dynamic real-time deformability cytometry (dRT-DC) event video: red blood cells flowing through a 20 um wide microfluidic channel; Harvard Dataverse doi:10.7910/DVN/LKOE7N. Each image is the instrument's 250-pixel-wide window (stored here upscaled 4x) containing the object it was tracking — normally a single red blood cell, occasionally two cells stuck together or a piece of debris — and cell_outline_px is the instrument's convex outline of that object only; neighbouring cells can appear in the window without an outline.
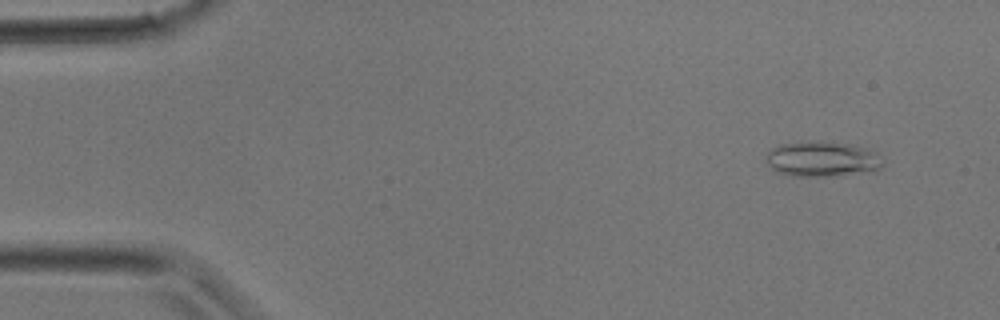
{"species": "common noctule bat (a hibernating species)", "species_latin": "Nyctalus noctula", "temperature_condition": "room temperature", "stored_images_in_passage": 3, "camera_frame_rate_fps": 3000, "um_per_image_px": 0.085, "animal": {"sex": "male", "body_mass_g": 17.9}, "frame": {"image": 1, "passage_image": 1, "time_ms": 0.0, "image_size_px": [1000, 320], "cell_outline_px": [[880, 168], [876, 172], [832, 176], [792, 176], [776, 172], [764, 160], [764, 156], [772, 148], [780, 144], [808, 140], [848, 144], [864, 148], [876, 152], [880, 164]], "centroid_in_image_um": [69.82, 13.53], "position_along_channel_um": 15.2, "area_um2": 24.16}}